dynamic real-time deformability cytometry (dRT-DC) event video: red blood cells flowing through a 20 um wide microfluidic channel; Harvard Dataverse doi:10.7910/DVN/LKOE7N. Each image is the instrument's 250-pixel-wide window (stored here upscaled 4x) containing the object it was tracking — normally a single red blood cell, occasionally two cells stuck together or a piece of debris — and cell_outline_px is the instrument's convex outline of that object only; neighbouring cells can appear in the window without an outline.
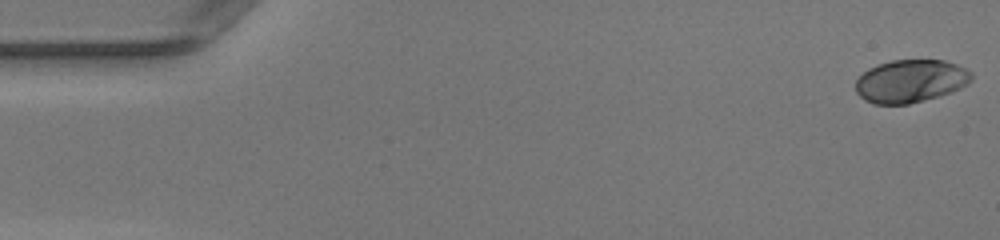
{"species": "human", "species_latin": "Homo sapiens", "temperature_condition": "warm", "stored_images_in_passage": 50, "camera_frame_rate_fps": 3000, "um_per_image_px": 0.085, "donor": {"sex": "female"}, "frame": {"image": 1, "passage_image": 1, "time_ms": 0.0, "image_size_px": [1000, 240], "cell_outline_px": [[972, 80], [968, 84], [952, 92], [924, 100], [908, 104], [872, 104], [864, 100], [856, 92], [856, 80], [868, 68], [892, 60], [944, 60], [956, 64], [972, 72]], "centroid_in_image_um": [77.4, 6.9], "position_along_channel_um": 7.6, "area_um2": 28.96}}
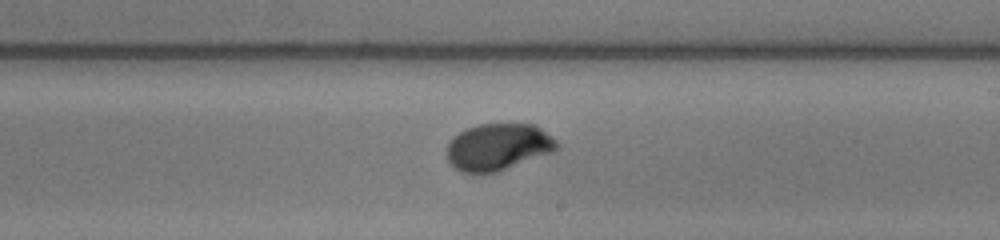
{"frame": {"image": 2, "passage_image": 29, "time_ms": 9.333, "image_size_px": [1000, 240], "cell_outline_px": [[560, 144], [552, 152], [496, 172], [480, 176], [460, 172], [448, 160], [448, 144], [460, 132], [468, 128], [480, 124], [536, 124], [552, 136]], "centroid_in_image_um": [42.35, 12.51], "position_along_channel_um": 246.7, "area_um2": 30.06}}
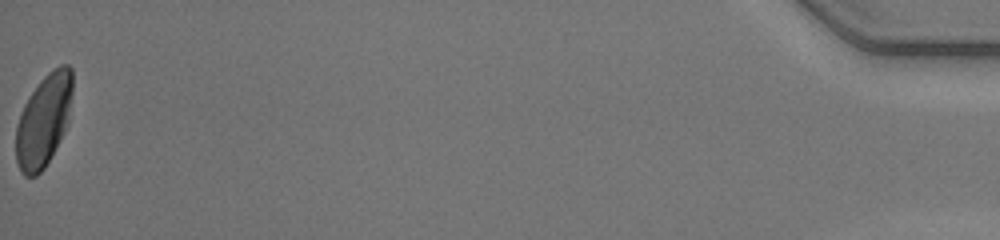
{"frame": {"image": 3, "passage_image": 50, "time_ms": 16.333, "image_size_px": [1000, 240], "cell_outline_px": [[72, 92], [68, 124], [64, 132], [44, 168], [36, 176], [24, 176], [20, 172], [16, 160], [16, 128], [24, 104], [28, 96], [40, 80], [48, 72], [60, 64], [68, 64], [72, 68]], "centroid_in_image_um": [3.72, 10.21], "position_along_channel_um": 431.5, "area_um2": 30.4}, "authors_computed_cell_mechanics": {"area_um2": 29.8248, "velocity_mm_per_s": 4.1841, "shape_relaxation_time_tau1_ms": 2.2777, "shape_relaxation_time_tau2_ms": null, "deformation_change_tau1": 0.1503, "deformation_change_tau2": null}}